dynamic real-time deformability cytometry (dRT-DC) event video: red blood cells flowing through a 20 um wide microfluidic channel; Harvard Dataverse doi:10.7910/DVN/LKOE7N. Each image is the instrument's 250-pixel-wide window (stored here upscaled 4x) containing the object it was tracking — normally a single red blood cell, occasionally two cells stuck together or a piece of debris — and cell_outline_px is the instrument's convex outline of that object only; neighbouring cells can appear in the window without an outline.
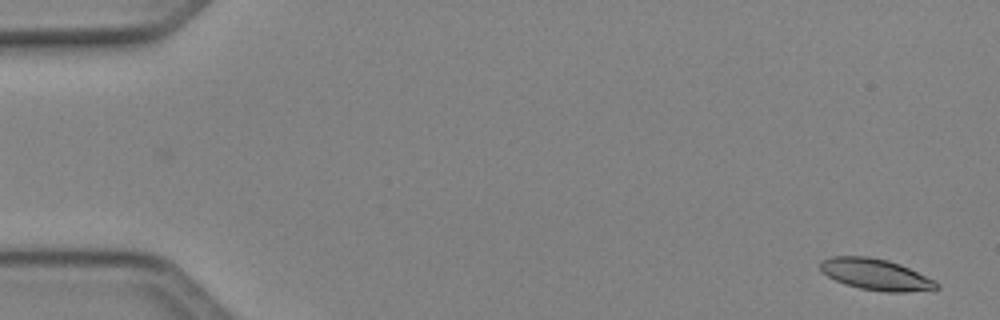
{"species": "Egyptian fruit bat (a non-hibernating species)", "species_latin": "Rousettus aegyptiacus", "temperature_condition": "cold", "stored_images_in_passage": 9, "camera_frame_rate_fps": 3000, "um_per_image_px": 0.085, "animal": {"sex": "female"}, "frame": {"image": 1, "passage_image": 1, "time_ms": 0.0, "image_size_px": [1000, 320], "cell_outline_px": [[940, 288], [932, 292], [884, 292], [860, 288], [844, 284], [828, 276], [820, 268], [820, 260], [832, 256], [868, 256], [888, 260], [900, 264], [936, 280], [940, 284]], "centroid_in_image_um": [74.53, 23.35], "position_along_channel_um": 10.5, "area_um2": 21.62}}